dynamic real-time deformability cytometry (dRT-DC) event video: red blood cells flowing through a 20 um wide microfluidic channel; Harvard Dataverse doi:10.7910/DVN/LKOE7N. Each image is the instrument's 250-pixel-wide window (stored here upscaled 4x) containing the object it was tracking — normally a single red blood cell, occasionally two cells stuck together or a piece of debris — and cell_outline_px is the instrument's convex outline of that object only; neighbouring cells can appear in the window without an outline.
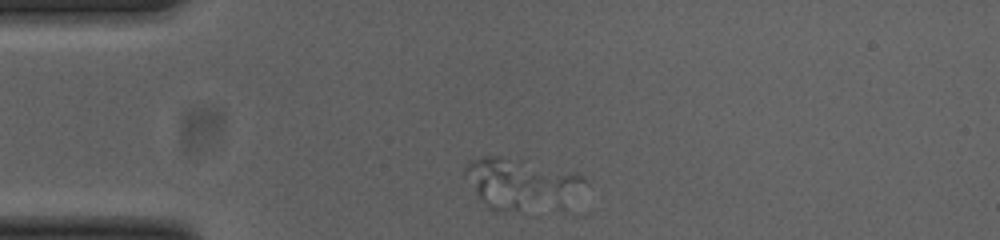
{"species": "common noctule bat (a hibernating species)", "species_latin": "Nyctalus noctula", "temperature_condition": "cold", "stored_images_in_passage": 42, "segment_of_instrument_passage": [1, 2], "camera_frame_rate_fps": 3000, "um_per_image_px": 0.085, "animal": {"sex": "female", "body_mass_g": 23.0, "forearm_length_mm": 53.4}, "frame": {"image": 1, "passage_image": 2, "time_ms": 0.333, "image_size_px": [1000, 240], "cell_outline_px": [[588, 184], [520, 212], [488, 208], [484, 204], [476, 192], [464, 172], [464, 168], [472, 160], [484, 156], [496, 156], [524, 160], [572, 172], [580, 176]], "centroid_in_image_um": [44.05, 15.51], "position_along_channel_um": 41.0, "area_um2": 32.31}}